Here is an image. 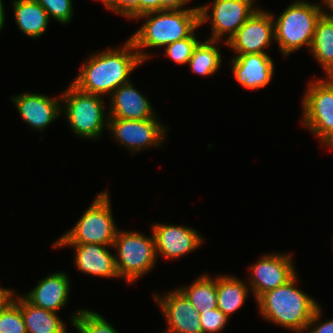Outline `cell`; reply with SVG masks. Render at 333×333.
Masks as SVG:
<instances>
[{"mask_svg":"<svg viewBox=\"0 0 333 333\" xmlns=\"http://www.w3.org/2000/svg\"><path fill=\"white\" fill-rule=\"evenodd\" d=\"M0 333H27L21 309L12 299L0 309Z\"/></svg>","mask_w":333,"mask_h":333,"instance_id":"27","label":"cell"},{"mask_svg":"<svg viewBox=\"0 0 333 333\" xmlns=\"http://www.w3.org/2000/svg\"><path fill=\"white\" fill-rule=\"evenodd\" d=\"M201 40L197 39L195 32L188 38L178 40L174 43L167 45L165 48V54L168 58L173 60L176 64L185 65L188 64L191 58L194 48Z\"/></svg>","mask_w":333,"mask_h":333,"instance_id":"28","label":"cell"},{"mask_svg":"<svg viewBox=\"0 0 333 333\" xmlns=\"http://www.w3.org/2000/svg\"><path fill=\"white\" fill-rule=\"evenodd\" d=\"M254 2L256 0H214L212 6H198L200 26L211 21V37L208 39L219 41L226 36V46L228 40L259 9L254 6Z\"/></svg>","mask_w":333,"mask_h":333,"instance_id":"9","label":"cell"},{"mask_svg":"<svg viewBox=\"0 0 333 333\" xmlns=\"http://www.w3.org/2000/svg\"><path fill=\"white\" fill-rule=\"evenodd\" d=\"M297 278L296 274L285 285L263 293L256 303L264 320L301 333L320 304L296 287Z\"/></svg>","mask_w":333,"mask_h":333,"instance_id":"3","label":"cell"},{"mask_svg":"<svg viewBox=\"0 0 333 333\" xmlns=\"http://www.w3.org/2000/svg\"><path fill=\"white\" fill-rule=\"evenodd\" d=\"M152 295L167 321V329L161 333H203L200 314L178 288Z\"/></svg>","mask_w":333,"mask_h":333,"instance_id":"13","label":"cell"},{"mask_svg":"<svg viewBox=\"0 0 333 333\" xmlns=\"http://www.w3.org/2000/svg\"><path fill=\"white\" fill-rule=\"evenodd\" d=\"M156 11H160V0H138V17Z\"/></svg>","mask_w":333,"mask_h":333,"instance_id":"34","label":"cell"},{"mask_svg":"<svg viewBox=\"0 0 333 333\" xmlns=\"http://www.w3.org/2000/svg\"><path fill=\"white\" fill-rule=\"evenodd\" d=\"M52 17L61 24H67L73 17L72 0H36Z\"/></svg>","mask_w":333,"mask_h":333,"instance_id":"29","label":"cell"},{"mask_svg":"<svg viewBox=\"0 0 333 333\" xmlns=\"http://www.w3.org/2000/svg\"><path fill=\"white\" fill-rule=\"evenodd\" d=\"M69 290L68 275L59 271L41 279L24 297L35 306L57 313L68 304Z\"/></svg>","mask_w":333,"mask_h":333,"instance_id":"19","label":"cell"},{"mask_svg":"<svg viewBox=\"0 0 333 333\" xmlns=\"http://www.w3.org/2000/svg\"><path fill=\"white\" fill-rule=\"evenodd\" d=\"M104 3L106 9L127 19L138 18V0H99Z\"/></svg>","mask_w":333,"mask_h":333,"instance_id":"31","label":"cell"},{"mask_svg":"<svg viewBox=\"0 0 333 333\" xmlns=\"http://www.w3.org/2000/svg\"><path fill=\"white\" fill-rule=\"evenodd\" d=\"M106 128L113 139L132 155L148 147H160L169 129L163 126L158 116L146 120L109 118Z\"/></svg>","mask_w":333,"mask_h":333,"instance_id":"10","label":"cell"},{"mask_svg":"<svg viewBox=\"0 0 333 333\" xmlns=\"http://www.w3.org/2000/svg\"><path fill=\"white\" fill-rule=\"evenodd\" d=\"M72 325L75 329H77V333H87L75 320H73L72 322ZM66 333H67V330H66Z\"/></svg>","mask_w":333,"mask_h":333,"instance_id":"39","label":"cell"},{"mask_svg":"<svg viewBox=\"0 0 333 333\" xmlns=\"http://www.w3.org/2000/svg\"><path fill=\"white\" fill-rule=\"evenodd\" d=\"M212 277L205 273L197 277L189 286L178 288L198 313L217 308V276Z\"/></svg>","mask_w":333,"mask_h":333,"instance_id":"24","label":"cell"},{"mask_svg":"<svg viewBox=\"0 0 333 333\" xmlns=\"http://www.w3.org/2000/svg\"><path fill=\"white\" fill-rule=\"evenodd\" d=\"M218 42L207 39L197 44L188 61L191 72L207 77L219 70L223 59L221 58L220 49L217 48L219 46Z\"/></svg>","mask_w":333,"mask_h":333,"instance_id":"25","label":"cell"},{"mask_svg":"<svg viewBox=\"0 0 333 333\" xmlns=\"http://www.w3.org/2000/svg\"><path fill=\"white\" fill-rule=\"evenodd\" d=\"M4 5H3V0H0V32L4 27L5 24V12H4Z\"/></svg>","mask_w":333,"mask_h":333,"instance_id":"38","label":"cell"},{"mask_svg":"<svg viewBox=\"0 0 333 333\" xmlns=\"http://www.w3.org/2000/svg\"><path fill=\"white\" fill-rule=\"evenodd\" d=\"M291 253L262 255L250 268L249 287L255 300L263 293L285 285L297 273Z\"/></svg>","mask_w":333,"mask_h":333,"instance_id":"12","label":"cell"},{"mask_svg":"<svg viewBox=\"0 0 333 333\" xmlns=\"http://www.w3.org/2000/svg\"><path fill=\"white\" fill-rule=\"evenodd\" d=\"M319 3L292 2L274 20L275 40L284 57L301 49L303 46L311 48L317 21L324 14Z\"/></svg>","mask_w":333,"mask_h":333,"instance_id":"4","label":"cell"},{"mask_svg":"<svg viewBox=\"0 0 333 333\" xmlns=\"http://www.w3.org/2000/svg\"><path fill=\"white\" fill-rule=\"evenodd\" d=\"M61 100V113L72 132L80 138L99 139L109 120L102 96L82 92L70 83Z\"/></svg>","mask_w":333,"mask_h":333,"instance_id":"6","label":"cell"},{"mask_svg":"<svg viewBox=\"0 0 333 333\" xmlns=\"http://www.w3.org/2000/svg\"><path fill=\"white\" fill-rule=\"evenodd\" d=\"M70 318L71 322L75 320L87 333H118L108 320L93 310L80 308Z\"/></svg>","mask_w":333,"mask_h":333,"instance_id":"26","label":"cell"},{"mask_svg":"<svg viewBox=\"0 0 333 333\" xmlns=\"http://www.w3.org/2000/svg\"><path fill=\"white\" fill-rule=\"evenodd\" d=\"M146 19L129 38L143 62L152 55L145 48H161L190 37L200 26L199 9L160 10L136 18ZM146 52V53H145Z\"/></svg>","mask_w":333,"mask_h":333,"instance_id":"2","label":"cell"},{"mask_svg":"<svg viewBox=\"0 0 333 333\" xmlns=\"http://www.w3.org/2000/svg\"><path fill=\"white\" fill-rule=\"evenodd\" d=\"M273 40L275 34L272 13L259 8L228 40L226 46L235 55L268 54L265 49L270 47Z\"/></svg>","mask_w":333,"mask_h":333,"instance_id":"11","label":"cell"},{"mask_svg":"<svg viewBox=\"0 0 333 333\" xmlns=\"http://www.w3.org/2000/svg\"><path fill=\"white\" fill-rule=\"evenodd\" d=\"M14 290L0 287V309L12 298Z\"/></svg>","mask_w":333,"mask_h":333,"instance_id":"35","label":"cell"},{"mask_svg":"<svg viewBox=\"0 0 333 333\" xmlns=\"http://www.w3.org/2000/svg\"><path fill=\"white\" fill-rule=\"evenodd\" d=\"M14 293L11 299L21 309L27 333H66V325L58 313L35 306L24 295Z\"/></svg>","mask_w":333,"mask_h":333,"instance_id":"20","label":"cell"},{"mask_svg":"<svg viewBox=\"0 0 333 333\" xmlns=\"http://www.w3.org/2000/svg\"><path fill=\"white\" fill-rule=\"evenodd\" d=\"M323 5H324V7L325 6H327V7H325V8H327L328 10L327 11H331V12H325L324 11V14L329 18V19H331L332 21H333V0H323Z\"/></svg>","mask_w":333,"mask_h":333,"instance_id":"36","label":"cell"},{"mask_svg":"<svg viewBox=\"0 0 333 333\" xmlns=\"http://www.w3.org/2000/svg\"><path fill=\"white\" fill-rule=\"evenodd\" d=\"M305 91L301 123L322 141L333 130V77L314 79Z\"/></svg>","mask_w":333,"mask_h":333,"instance_id":"8","label":"cell"},{"mask_svg":"<svg viewBox=\"0 0 333 333\" xmlns=\"http://www.w3.org/2000/svg\"><path fill=\"white\" fill-rule=\"evenodd\" d=\"M199 314L203 333L222 332L226 324H228L229 318L218 308L201 311Z\"/></svg>","mask_w":333,"mask_h":333,"instance_id":"30","label":"cell"},{"mask_svg":"<svg viewBox=\"0 0 333 333\" xmlns=\"http://www.w3.org/2000/svg\"><path fill=\"white\" fill-rule=\"evenodd\" d=\"M73 247L75 250L74 264L78 271L98 277L120 279L115 255L109 250V246L100 244H53L54 248Z\"/></svg>","mask_w":333,"mask_h":333,"instance_id":"18","label":"cell"},{"mask_svg":"<svg viewBox=\"0 0 333 333\" xmlns=\"http://www.w3.org/2000/svg\"><path fill=\"white\" fill-rule=\"evenodd\" d=\"M113 248L117 251L115 264L120 278L133 284L157 264L154 236L140 232L118 230Z\"/></svg>","mask_w":333,"mask_h":333,"instance_id":"7","label":"cell"},{"mask_svg":"<svg viewBox=\"0 0 333 333\" xmlns=\"http://www.w3.org/2000/svg\"><path fill=\"white\" fill-rule=\"evenodd\" d=\"M20 117L32 130L46 129L61 116V96L50 98L39 93H22L11 97Z\"/></svg>","mask_w":333,"mask_h":333,"instance_id":"15","label":"cell"},{"mask_svg":"<svg viewBox=\"0 0 333 333\" xmlns=\"http://www.w3.org/2000/svg\"><path fill=\"white\" fill-rule=\"evenodd\" d=\"M15 23L30 38L42 36L49 24L45 9L36 0H12Z\"/></svg>","mask_w":333,"mask_h":333,"instance_id":"21","label":"cell"},{"mask_svg":"<svg viewBox=\"0 0 333 333\" xmlns=\"http://www.w3.org/2000/svg\"><path fill=\"white\" fill-rule=\"evenodd\" d=\"M110 100L109 118L146 120L157 116L146 95L139 92L132 81L119 86L110 95Z\"/></svg>","mask_w":333,"mask_h":333,"instance_id":"17","label":"cell"},{"mask_svg":"<svg viewBox=\"0 0 333 333\" xmlns=\"http://www.w3.org/2000/svg\"><path fill=\"white\" fill-rule=\"evenodd\" d=\"M192 0H160V10L198 9V7L185 8Z\"/></svg>","mask_w":333,"mask_h":333,"instance_id":"33","label":"cell"},{"mask_svg":"<svg viewBox=\"0 0 333 333\" xmlns=\"http://www.w3.org/2000/svg\"><path fill=\"white\" fill-rule=\"evenodd\" d=\"M108 191H102L76 224L53 244H100L113 248L119 229L112 214Z\"/></svg>","mask_w":333,"mask_h":333,"instance_id":"5","label":"cell"},{"mask_svg":"<svg viewBox=\"0 0 333 333\" xmlns=\"http://www.w3.org/2000/svg\"><path fill=\"white\" fill-rule=\"evenodd\" d=\"M310 53L325 72L333 77V21L325 14L317 21Z\"/></svg>","mask_w":333,"mask_h":333,"instance_id":"23","label":"cell"},{"mask_svg":"<svg viewBox=\"0 0 333 333\" xmlns=\"http://www.w3.org/2000/svg\"><path fill=\"white\" fill-rule=\"evenodd\" d=\"M247 283L231 275H217V308L228 318L245 303L251 290Z\"/></svg>","mask_w":333,"mask_h":333,"instance_id":"22","label":"cell"},{"mask_svg":"<svg viewBox=\"0 0 333 333\" xmlns=\"http://www.w3.org/2000/svg\"><path fill=\"white\" fill-rule=\"evenodd\" d=\"M326 148H333V130L321 141Z\"/></svg>","mask_w":333,"mask_h":333,"instance_id":"37","label":"cell"},{"mask_svg":"<svg viewBox=\"0 0 333 333\" xmlns=\"http://www.w3.org/2000/svg\"><path fill=\"white\" fill-rule=\"evenodd\" d=\"M152 234L155 240L157 258L178 259L197 250L205 241L202 236L189 226L154 223Z\"/></svg>","mask_w":333,"mask_h":333,"instance_id":"14","label":"cell"},{"mask_svg":"<svg viewBox=\"0 0 333 333\" xmlns=\"http://www.w3.org/2000/svg\"><path fill=\"white\" fill-rule=\"evenodd\" d=\"M274 61L268 54H246L231 57L235 80L243 87L256 90L266 87L274 75Z\"/></svg>","mask_w":333,"mask_h":333,"instance_id":"16","label":"cell"},{"mask_svg":"<svg viewBox=\"0 0 333 333\" xmlns=\"http://www.w3.org/2000/svg\"><path fill=\"white\" fill-rule=\"evenodd\" d=\"M321 315L322 308L318 306L307 327L301 333H333V319L321 323L319 322L322 317Z\"/></svg>","mask_w":333,"mask_h":333,"instance_id":"32","label":"cell"},{"mask_svg":"<svg viewBox=\"0 0 333 333\" xmlns=\"http://www.w3.org/2000/svg\"><path fill=\"white\" fill-rule=\"evenodd\" d=\"M294 2H300V3H304V2H308V1H306V0H296V1H294Z\"/></svg>","mask_w":333,"mask_h":333,"instance_id":"40","label":"cell"},{"mask_svg":"<svg viewBox=\"0 0 333 333\" xmlns=\"http://www.w3.org/2000/svg\"><path fill=\"white\" fill-rule=\"evenodd\" d=\"M143 63L128 38L122 48L90 54L71 84L82 92L104 98L103 95L110 96L119 86L130 82L132 71Z\"/></svg>","mask_w":333,"mask_h":333,"instance_id":"1","label":"cell"}]
</instances>
